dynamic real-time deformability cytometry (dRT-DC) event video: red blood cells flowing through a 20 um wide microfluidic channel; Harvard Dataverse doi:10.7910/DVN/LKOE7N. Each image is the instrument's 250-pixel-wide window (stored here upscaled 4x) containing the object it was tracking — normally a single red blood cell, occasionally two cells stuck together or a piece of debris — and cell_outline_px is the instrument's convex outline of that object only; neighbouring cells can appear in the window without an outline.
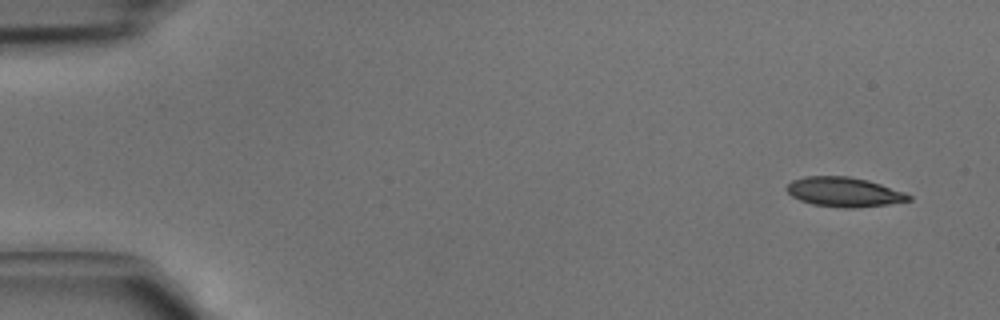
{"species": "common noctule bat (a hibernating species)", "species_latin": "Nyctalus noctula", "temperature_condition": "cold", "stored_images_in_passage": 3, "camera_frame_rate_fps": 3000, "um_per_image_px": 0.085, "animal": {"sex": "male", "body_mass_g": 15.6}, "frame": {"image": 1, "passage_image": 1, "time_ms": 0.0, "image_size_px": [1000, 320], "cell_outline_px": [[912, 200], [888, 204], [852, 208], [844, 208], [812, 204], [800, 200], [792, 196], [784, 188], [792, 180], [804, 176], [848, 176], [868, 180], [904, 192], [912, 196]], "centroid_in_image_um": [71.72, 16.31], "position_along_channel_um": 13.3, "area_um2": 20.98}}
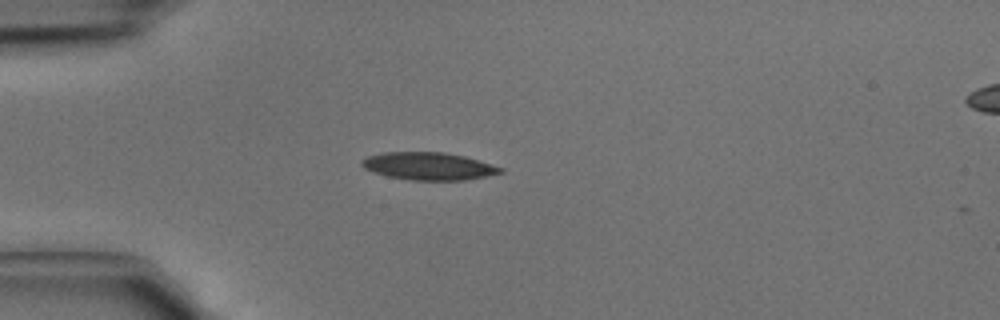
{"frame": {"image": 2, "passage_image": 3, "time_ms": 0.667, "image_size_px": [1000, 320], "cell_outline_px": [[504, 172], [464, 180], [408, 180], [388, 176], [372, 172], [364, 168], [360, 164], [360, 160], [368, 156], [384, 152], [444, 152], [464, 156], [492, 164], [504, 168]], "centroid_in_image_um": [36.4, 14.12], "position_along_channel_um": 48.6, "area_um2": 22.31}}